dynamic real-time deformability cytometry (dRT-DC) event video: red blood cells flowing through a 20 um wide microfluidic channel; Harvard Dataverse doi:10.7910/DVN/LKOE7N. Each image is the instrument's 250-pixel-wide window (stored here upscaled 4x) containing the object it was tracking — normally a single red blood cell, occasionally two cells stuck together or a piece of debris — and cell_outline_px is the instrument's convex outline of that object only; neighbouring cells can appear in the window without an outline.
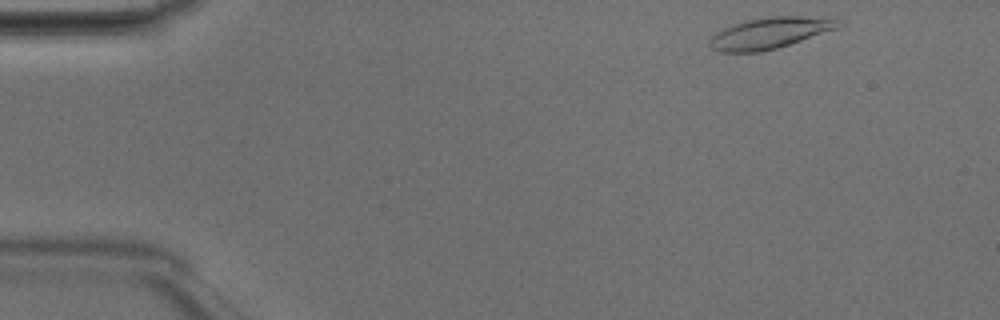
{"species": "Egyptian fruit bat (a non-hibernating species)", "species_latin": "Rousettus aegyptiacus", "temperature_condition": "room temperature", "stored_images_in_passage": 39, "camera_frame_rate_fps": 3000, "um_per_image_px": 0.085, "animal": {"sex": "male"}, "frame": {"image": 1, "passage_image": 1, "time_ms": 0.0, "image_size_px": [1000, 320], "cell_outline_px": [[844, 24], [836, 28], [776, 48], [760, 52], [716, 52], [708, 44], [708, 40], [716, 32], [732, 24], [744, 20], [768, 16], [800, 16], [844, 20]], "centroid_in_image_um": [65.36, 2.8], "position_along_channel_um": 19.6, "area_um2": 23.29}}
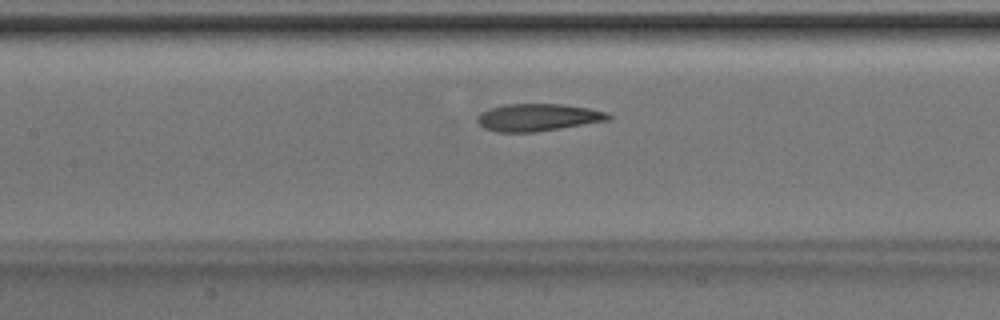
{"frame": {"image": 2, "passage_image": 18, "time_ms": 5.667, "image_size_px": [1000, 320], "cell_outline_px": [[612, 120], [536, 132], [496, 132], [484, 128], [476, 120], [476, 116], [480, 112], [488, 108], [504, 104], [564, 104], [588, 108], [608, 112], [612, 116]], "centroid_in_image_um": [45.72, 9.97], "position_along_channel_um": 161.7, "area_um2": 21.21}}
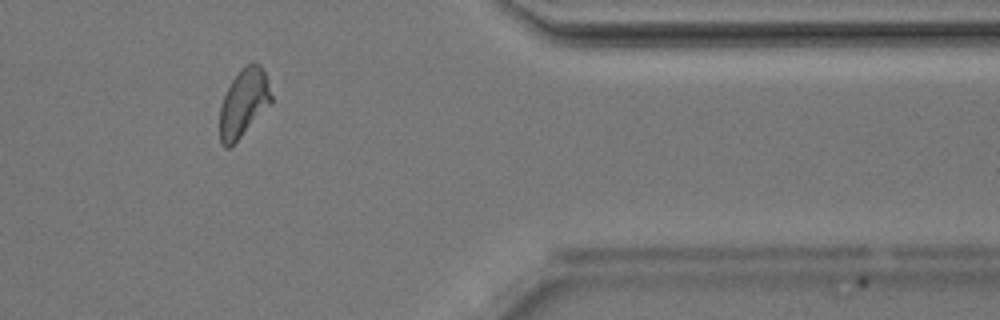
{"frame": {"image": 3, "passage_image": 36, "time_ms": 11.667, "image_size_px": [1000, 320], "cell_outline_px": [[272, 104], [228, 148], [224, 148], [220, 140], [220, 108], [224, 96], [232, 80], [252, 60], [260, 64], [264, 72], [272, 96]], "centroid_in_image_um": [20.73, 8.74], "position_along_channel_um": 390.7, "area_um2": 19.94}, "authors_computed_cell_mechanics": {"area_um2": 21.2126, "velocity_mm_per_s": 4.172, "shape_relaxation_time_tau1_ms": 2.8433, "shape_relaxation_time_tau2_ms": 2.348, "deformation_change_tau1": 0.1351, "deformation_change_tau2": 0.079}}